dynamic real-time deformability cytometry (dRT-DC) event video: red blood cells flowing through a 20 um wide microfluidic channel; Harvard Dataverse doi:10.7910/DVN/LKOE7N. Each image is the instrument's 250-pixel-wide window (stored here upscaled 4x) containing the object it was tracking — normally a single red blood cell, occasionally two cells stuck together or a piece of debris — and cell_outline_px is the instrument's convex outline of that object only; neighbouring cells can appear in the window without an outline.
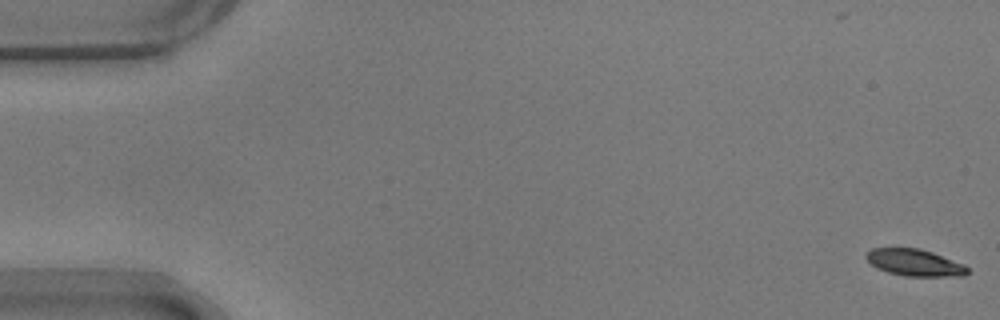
{"species": "common noctule bat (a hibernating species)", "species_latin": "Nyctalus noctula", "temperature_condition": "warm", "stored_images_in_passage": 55, "camera_frame_rate_fps": 3000, "um_per_image_px": 0.085, "animal": {"sex": "male", "body_mass_g": 17.9}, "frame": {"image": 1, "passage_image": 1, "time_ms": 0.0, "image_size_px": [1000, 320], "cell_outline_px": [[968, 272], [964, 276], [904, 276], [888, 272], [876, 268], [864, 256], [864, 252], [872, 248], [920, 248], [932, 252], [964, 264], [968, 268]], "centroid_in_image_um": [77.72, 22.31], "position_along_channel_um": 7.3, "area_um2": 15.9}}
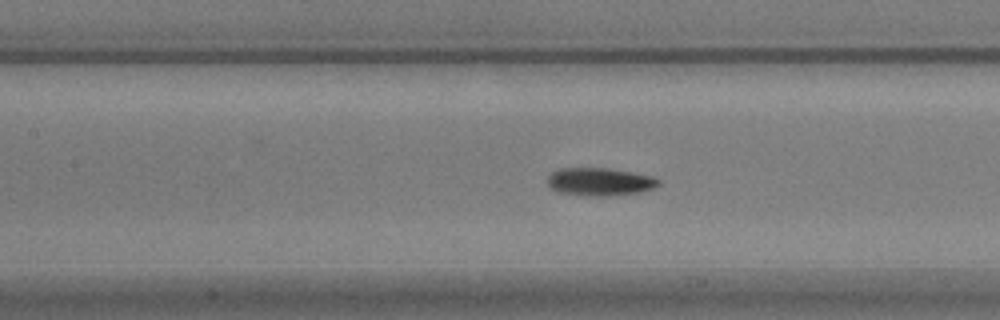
{"frame": {"image": 2, "passage_image": 25, "time_ms": 8.0, "image_size_px": [1000, 320], "cell_outline_px": [[660, 184], [656, 188], [640, 192], [604, 196], [588, 196], [556, 192], [548, 184], [548, 176], [552, 172], [560, 168], [608, 168], [632, 172], [652, 176], [660, 180]], "centroid_in_image_um": [51.0, 15.45], "position_along_channel_um": 156.4, "area_um2": 18.15}}
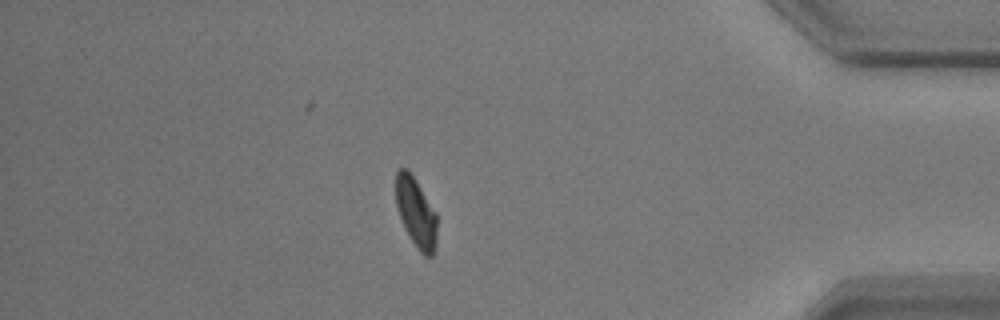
{"frame": {"image": 3, "passage_image": 48, "time_ms": 15.667, "image_size_px": [1000, 320], "cell_outline_px": [[436, 244], [432, 256], [424, 256], [420, 252], [404, 228], [396, 204], [396, 172], [400, 168], [408, 168], [416, 180], [436, 212]], "centroid_in_image_um": [35.36, 18.04], "position_along_channel_um": 399.8, "area_um2": 16.59}, "authors_computed_cell_mechanics": {"area_um2": 17.4556, "velocity_mm_per_s": 3.675, "shape_relaxation_time_tau1_ms": 2.6236, "shape_relaxation_time_tau2_ms": 2.3206, "deformation_change_tau1": 0.1197, "deformation_change_tau2": 0.0766}}